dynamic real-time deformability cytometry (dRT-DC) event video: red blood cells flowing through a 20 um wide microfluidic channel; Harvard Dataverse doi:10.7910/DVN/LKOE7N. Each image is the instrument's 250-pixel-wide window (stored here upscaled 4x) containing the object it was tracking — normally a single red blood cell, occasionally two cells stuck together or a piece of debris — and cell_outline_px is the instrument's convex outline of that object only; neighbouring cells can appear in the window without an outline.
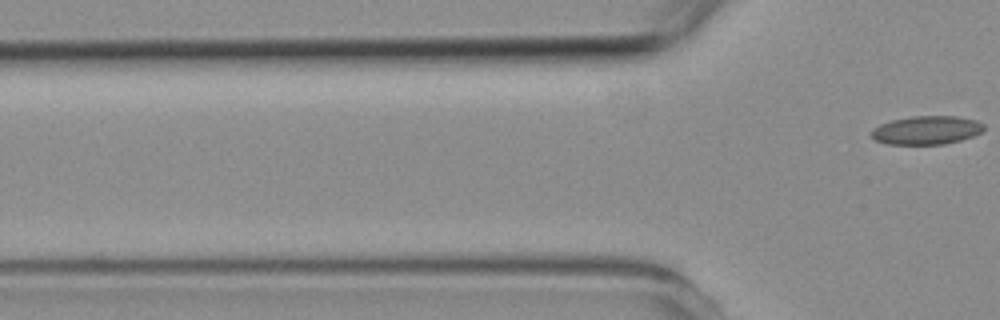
{"species": "common noctule bat (a hibernating species)", "species_latin": "Nyctalus noctula", "temperature_condition": "room temperature", "stored_images_in_passage": 6, "segment_of_instrument_passage": [2, 2], "camera_frame_rate_fps": 3000, "um_per_image_px": 0.085, "animal": {"sex": "female", "body_mass_g": 19.3, "forearm_length_mm": 54.1}, "frame": {"image": 1, "passage_image": 6, "time_ms": 5.667, "image_size_px": [1000, 320], "cell_outline_px": [[984, 128], [980, 132], [972, 136], [960, 140], [944, 144], [888, 144], [876, 140], [872, 136], [872, 128], [880, 124], [892, 120], [912, 116], [956, 116], [976, 120], [984, 124]], "centroid_in_image_um": [78.75, 11.06], "position_along_channel_um": 47.0, "area_um2": 18.55}}